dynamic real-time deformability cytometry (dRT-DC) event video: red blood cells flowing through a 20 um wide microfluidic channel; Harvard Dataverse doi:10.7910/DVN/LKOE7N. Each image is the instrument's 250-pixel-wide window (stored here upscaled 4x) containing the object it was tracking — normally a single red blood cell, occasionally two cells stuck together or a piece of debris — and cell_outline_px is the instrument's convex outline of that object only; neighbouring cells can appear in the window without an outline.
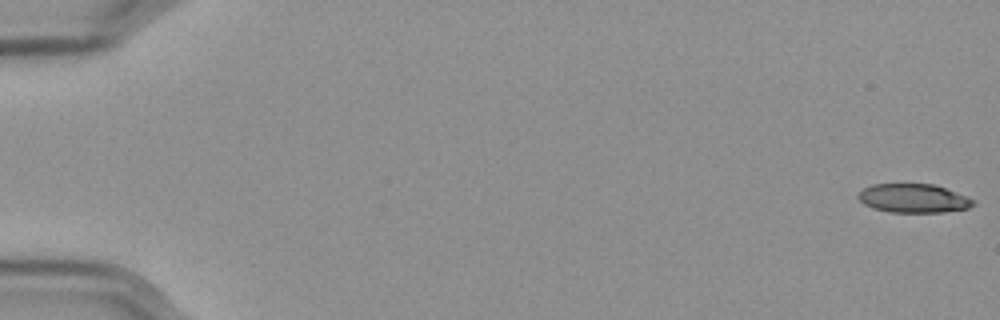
{"species": "Egyptian fruit bat (a non-hibernating species)", "species_latin": "Rousettus aegyptiacus", "temperature_condition": "cold", "stored_images_in_passage": 58, "camera_frame_rate_fps": 3000, "um_per_image_px": 0.085, "frame": {"image": 1, "passage_image": 1, "time_ms": 0.0, "image_size_px": [1000, 320], "cell_outline_px": [[976, 204], [968, 208], [940, 212], [888, 212], [872, 208], [864, 204], [856, 196], [864, 188], [872, 184], [932, 184], [944, 188], [976, 200]], "centroid_in_image_um": [77.62, 16.86], "position_along_channel_um": 7.4, "area_um2": 19.19}}
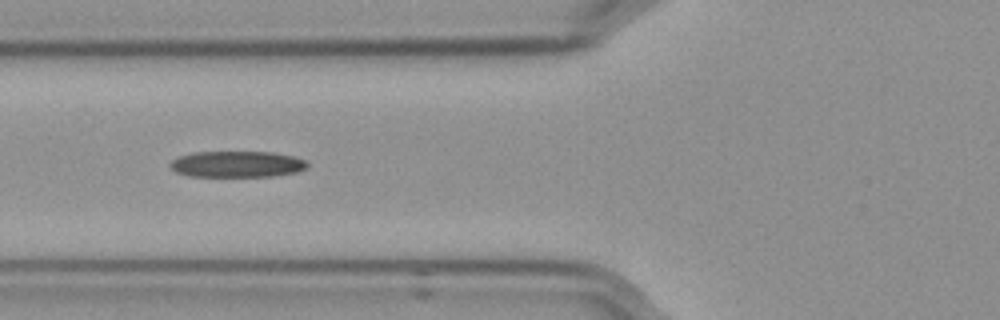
{"frame": {"image": 2, "passage_image": 23, "time_ms": 7.333, "image_size_px": [1000, 320], "cell_outline_px": [[308, 164], [304, 168], [296, 172], [272, 176], [188, 176], [176, 172], [168, 164], [172, 160], [180, 156], [192, 152], [272, 152], [292, 156], [304, 160]], "centroid_in_image_um": [20.1, 13.95], "position_along_channel_um": 105.7, "area_um2": 20.75}}
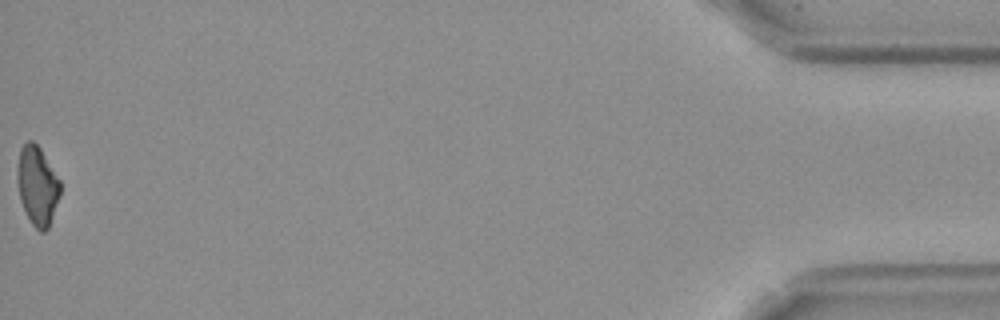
{"frame": {"image": 3, "passage_image": 58, "time_ms": 19.0, "image_size_px": [1000, 320], "cell_outline_px": [[60, 196], [48, 228], [44, 232], [40, 232], [32, 224], [20, 200], [16, 180], [16, 168], [20, 148], [28, 140], [32, 140], [40, 148], [60, 180]], "centroid_in_image_um": [3.15, 15.76], "position_along_channel_um": 432.0, "area_um2": 19.83}, "authors_computed_cell_mechanics": {"area_um2": 20.9814, "velocity_mm_per_s": 3.5807, "shape_relaxation_time_tau1_ms": 6.2317, "shape_relaxation_time_tau2_ms": 10.5386, "deformation_change_tau1": 0.1735, "deformation_change_tau2": 0.235}}